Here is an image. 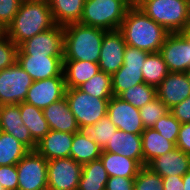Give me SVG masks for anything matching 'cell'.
I'll use <instances>...</instances> for the list:
<instances>
[{
	"mask_svg": "<svg viewBox=\"0 0 190 190\" xmlns=\"http://www.w3.org/2000/svg\"><path fill=\"white\" fill-rule=\"evenodd\" d=\"M128 46L149 53L159 52L169 32L147 16L139 7L127 10L119 29Z\"/></svg>",
	"mask_w": 190,
	"mask_h": 190,
	"instance_id": "6da1fadb",
	"label": "cell"
},
{
	"mask_svg": "<svg viewBox=\"0 0 190 190\" xmlns=\"http://www.w3.org/2000/svg\"><path fill=\"white\" fill-rule=\"evenodd\" d=\"M55 25L49 2L22 0L13 23L4 32L17 46Z\"/></svg>",
	"mask_w": 190,
	"mask_h": 190,
	"instance_id": "7a4b0ae2",
	"label": "cell"
},
{
	"mask_svg": "<svg viewBox=\"0 0 190 190\" xmlns=\"http://www.w3.org/2000/svg\"><path fill=\"white\" fill-rule=\"evenodd\" d=\"M64 28L63 60L99 62L106 30L72 23Z\"/></svg>",
	"mask_w": 190,
	"mask_h": 190,
	"instance_id": "3957f363",
	"label": "cell"
},
{
	"mask_svg": "<svg viewBox=\"0 0 190 190\" xmlns=\"http://www.w3.org/2000/svg\"><path fill=\"white\" fill-rule=\"evenodd\" d=\"M137 7L169 33H183L190 20L189 0H139Z\"/></svg>",
	"mask_w": 190,
	"mask_h": 190,
	"instance_id": "277c9868",
	"label": "cell"
},
{
	"mask_svg": "<svg viewBox=\"0 0 190 190\" xmlns=\"http://www.w3.org/2000/svg\"><path fill=\"white\" fill-rule=\"evenodd\" d=\"M128 9L121 0H85L79 23L106 31L118 30Z\"/></svg>",
	"mask_w": 190,
	"mask_h": 190,
	"instance_id": "5b68a950",
	"label": "cell"
},
{
	"mask_svg": "<svg viewBox=\"0 0 190 190\" xmlns=\"http://www.w3.org/2000/svg\"><path fill=\"white\" fill-rule=\"evenodd\" d=\"M65 97L80 130L88 129L107 115L110 98H97L78 88H67Z\"/></svg>",
	"mask_w": 190,
	"mask_h": 190,
	"instance_id": "8992f818",
	"label": "cell"
},
{
	"mask_svg": "<svg viewBox=\"0 0 190 190\" xmlns=\"http://www.w3.org/2000/svg\"><path fill=\"white\" fill-rule=\"evenodd\" d=\"M33 84L30 75L16 62L0 71V106L24 102Z\"/></svg>",
	"mask_w": 190,
	"mask_h": 190,
	"instance_id": "52a82bcc",
	"label": "cell"
},
{
	"mask_svg": "<svg viewBox=\"0 0 190 190\" xmlns=\"http://www.w3.org/2000/svg\"><path fill=\"white\" fill-rule=\"evenodd\" d=\"M48 161L36 150L29 151L17 164L18 190L48 188Z\"/></svg>",
	"mask_w": 190,
	"mask_h": 190,
	"instance_id": "ba28073f",
	"label": "cell"
},
{
	"mask_svg": "<svg viewBox=\"0 0 190 190\" xmlns=\"http://www.w3.org/2000/svg\"><path fill=\"white\" fill-rule=\"evenodd\" d=\"M83 165L72 158L48 160V188L52 190H77Z\"/></svg>",
	"mask_w": 190,
	"mask_h": 190,
	"instance_id": "9c48e42d",
	"label": "cell"
},
{
	"mask_svg": "<svg viewBox=\"0 0 190 190\" xmlns=\"http://www.w3.org/2000/svg\"><path fill=\"white\" fill-rule=\"evenodd\" d=\"M64 28L54 25L19 45L17 55H63Z\"/></svg>",
	"mask_w": 190,
	"mask_h": 190,
	"instance_id": "30bf717a",
	"label": "cell"
},
{
	"mask_svg": "<svg viewBox=\"0 0 190 190\" xmlns=\"http://www.w3.org/2000/svg\"><path fill=\"white\" fill-rule=\"evenodd\" d=\"M159 53L169 72H185L190 68V39L184 33H169Z\"/></svg>",
	"mask_w": 190,
	"mask_h": 190,
	"instance_id": "8fae6325",
	"label": "cell"
},
{
	"mask_svg": "<svg viewBox=\"0 0 190 190\" xmlns=\"http://www.w3.org/2000/svg\"><path fill=\"white\" fill-rule=\"evenodd\" d=\"M66 89L64 76L33 81L24 102L43 110L51 103L63 99Z\"/></svg>",
	"mask_w": 190,
	"mask_h": 190,
	"instance_id": "7c38bea8",
	"label": "cell"
},
{
	"mask_svg": "<svg viewBox=\"0 0 190 190\" xmlns=\"http://www.w3.org/2000/svg\"><path fill=\"white\" fill-rule=\"evenodd\" d=\"M107 115L117 129L124 132L141 135L145 130L139 108L121 100L117 96H112L108 101Z\"/></svg>",
	"mask_w": 190,
	"mask_h": 190,
	"instance_id": "4fadbf2b",
	"label": "cell"
},
{
	"mask_svg": "<svg viewBox=\"0 0 190 190\" xmlns=\"http://www.w3.org/2000/svg\"><path fill=\"white\" fill-rule=\"evenodd\" d=\"M17 62L33 81L64 76L63 55H17Z\"/></svg>",
	"mask_w": 190,
	"mask_h": 190,
	"instance_id": "5bb4252c",
	"label": "cell"
},
{
	"mask_svg": "<svg viewBox=\"0 0 190 190\" xmlns=\"http://www.w3.org/2000/svg\"><path fill=\"white\" fill-rule=\"evenodd\" d=\"M127 44L122 32L106 31L101 44L98 65L100 71L113 75L123 65L124 51Z\"/></svg>",
	"mask_w": 190,
	"mask_h": 190,
	"instance_id": "9a60e30c",
	"label": "cell"
},
{
	"mask_svg": "<svg viewBox=\"0 0 190 190\" xmlns=\"http://www.w3.org/2000/svg\"><path fill=\"white\" fill-rule=\"evenodd\" d=\"M0 131L14 136L30 151L36 150L37 143L32 139L28 128L21 119L20 104L0 106Z\"/></svg>",
	"mask_w": 190,
	"mask_h": 190,
	"instance_id": "2e32d148",
	"label": "cell"
},
{
	"mask_svg": "<svg viewBox=\"0 0 190 190\" xmlns=\"http://www.w3.org/2000/svg\"><path fill=\"white\" fill-rule=\"evenodd\" d=\"M159 98L168 109L190 96V84L184 72H170L156 87Z\"/></svg>",
	"mask_w": 190,
	"mask_h": 190,
	"instance_id": "e0dca14e",
	"label": "cell"
},
{
	"mask_svg": "<svg viewBox=\"0 0 190 190\" xmlns=\"http://www.w3.org/2000/svg\"><path fill=\"white\" fill-rule=\"evenodd\" d=\"M146 166L161 177H183L190 170V155L176 147L172 151L154 158Z\"/></svg>",
	"mask_w": 190,
	"mask_h": 190,
	"instance_id": "ac0fdd59",
	"label": "cell"
},
{
	"mask_svg": "<svg viewBox=\"0 0 190 190\" xmlns=\"http://www.w3.org/2000/svg\"><path fill=\"white\" fill-rule=\"evenodd\" d=\"M74 133L49 130L37 144L36 151L47 161L70 158Z\"/></svg>",
	"mask_w": 190,
	"mask_h": 190,
	"instance_id": "d6986e66",
	"label": "cell"
},
{
	"mask_svg": "<svg viewBox=\"0 0 190 190\" xmlns=\"http://www.w3.org/2000/svg\"><path fill=\"white\" fill-rule=\"evenodd\" d=\"M43 114L50 130L68 133H77L80 131L66 97L44 108Z\"/></svg>",
	"mask_w": 190,
	"mask_h": 190,
	"instance_id": "ffe728a7",
	"label": "cell"
},
{
	"mask_svg": "<svg viewBox=\"0 0 190 190\" xmlns=\"http://www.w3.org/2000/svg\"><path fill=\"white\" fill-rule=\"evenodd\" d=\"M116 153L124 157L136 160L143 166L142 137L133 133H127L117 129L110 138V143L102 150Z\"/></svg>",
	"mask_w": 190,
	"mask_h": 190,
	"instance_id": "44dd1931",
	"label": "cell"
},
{
	"mask_svg": "<svg viewBox=\"0 0 190 190\" xmlns=\"http://www.w3.org/2000/svg\"><path fill=\"white\" fill-rule=\"evenodd\" d=\"M100 71L98 63L80 60H63L66 88H78Z\"/></svg>",
	"mask_w": 190,
	"mask_h": 190,
	"instance_id": "7402d4cb",
	"label": "cell"
},
{
	"mask_svg": "<svg viewBox=\"0 0 190 190\" xmlns=\"http://www.w3.org/2000/svg\"><path fill=\"white\" fill-rule=\"evenodd\" d=\"M100 159L109 177L135 178L141 169V165L133 159L102 151Z\"/></svg>",
	"mask_w": 190,
	"mask_h": 190,
	"instance_id": "603a6c76",
	"label": "cell"
},
{
	"mask_svg": "<svg viewBox=\"0 0 190 190\" xmlns=\"http://www.w3.org/2000/svg\"><path fill=\"white\" fill-rule=\"evenodd\" d=\"M84 4L85 0H50L49 7L54 23L60 26L79 23Z\"/></svg>",
	"mask_w": 190,
	"mask_h": 190,
	"instance_id": "cb8c5ba5",
	"label": "cell"
},
{
	"mask_svg": "<svg viewBox=\"0 0 190 190\" xmlns=\"http://www.w3.org/2000/svg\"><path fill=\"white\" fill-rule=\"evenodd\" d=\"M142 137V152L143 166L147 165L159 155H164L167 152L176 148V145L165 139L160 133L153 128H147L141 133Z\"/></svg>",
	"mask_w": 190,
	"mask_h": 190,
	"instance_id": "d4e9b609",
	"label": "cell"
},
{
	"mask_svg": "<svg viewBox=\"0 0 190 190\" xmlns=\"http://www.w3.org/2000/svg\"><path fill=\"white\" fill-rule=\"evenodd\" d=\"M102 149L85 130L74 133L70 158L81 165L100 159Z\"/></svg>",
	"mask_w": 190,
	"mask_h": 190,
	"instance_id": "484cf974",
	"label": "cell"
},
{
	"mask_svg": "<svg viewBox=\"0 0 190 190\" xmlns=\"http://www.w3.org/2000/svg\"><path fill=\"white\" fill-rule=\"evenodd\" d=\"M21 119L28 128L32 139L38 144L50 130L43 110L26 102L20 103Z\"/></svg>",
	"mask_w": 190,
	"mask_h": 190,
	"instance_id": "4316f807",
	"label": "cell"
},
{
	"mask_svg": "<svg viewBox=\"0 0 190 190\" xmlns=\"http://www.w3.org/2000/svg\"><path fill=\"white\" fill-rule=\"evenodd\" d=\"M108 173L101 159L84 164L77 190H105Z\"/></svg>",
	"mask_w": 190,
	"mask_h": 190,
	"instance_id": "83f0119b",
	"label": "cell"
},
{
	"mask_svg": "<svg viewBox=\"0 0 190 190\" xmlns=\"http://www.w3.org/2000/svg\"><path fill=\"white\" fill-rule=\"evenodd\" d=\"M29 151L14 136L0 131V166L16 165Z\"/></svg>",
	"mask_w": 190,
	"mask_h": 190,
	"instance_id": "f1b7e54d",
	"label": "cell"
},
{
	"mask_svg": "<svg viewBox=\"0 0 190 190\" xmlns=\"http://www.w3.org/2000/svg\"><path fill=\"white\" fill-rule=\"evenodd\" d=\"M144 83L157 87L170 73L159 52L149 53L141 67Z\"/></svg>",
	"mask_w": 190,
	"mask_h": 190,
	"instance_id": "f546056e",
	"label": "cell"
},
{
	"mask_svg": "<svg viewBox=\"0 0 190 190\" xmlns=\"http://www.w3.org/2000/svg\"><path fill=\"white\" fill-rule=\"evenodd\" d=\"M113 96H119L136 84L144 83L141 67L121 66L112 76Z\"/></svg>",
	"mask_w": 190,
	"mask_h": 190,
	"instance_id": "4dcf8cb0",
	"label": "cell"
},
{
	"mask_svg": "<svg viewBox=\"0 0 190 190\" xmlns=\"http://www.w3.org/2000/svg\"><path fill=\"white\" fill-rule=\"evenodd\" d=\"M78 89L97 98H111L113 96L111 75L99 71Z\"/></svg>",
	"mask_w": 190,
	"mask_h": 190,
	"instance_id": "1f68e13d",
	"label": "cell"
},
{
	"mask_svg": "<svg viewBox=\"0 0 190 190\" xmlns=\"http://www.w3.org/2000/svg\"><path fill=\"white\" fill-rule=\"evenodd\" d=\"M118 97L140 109L157 97L156 87L146 83L136 84L122 92Z\"/></svg>",
	"mask_w": 190,
	"mask_h": 190,
	"instance_id": "d6a6232c",
	"label": "cell"
},
{
	"mask_svg": "<svg viewBox=\"0 0 190 190\" xmlns=\"http://www.w3.org/2000/svg\"><path fill=\"white\" fill-rule=\"evenodd\" d=\"M85 131L103 150L107 146V143H110V138L117 131V127L111 122L109 116L105 115Z\"/></svg>",
	"mask_w": 190,
	"mask_h": 190,
	"instance_id": "836d02e7",
	"label": "cell"
},
{
	"mask_svg": "<svg viewBox=\"0 0 190 190\" xmlns=\"http://www.w3.org/2000/svg\"><path fill=\"white\" fill-rule=\"evenodd\" d=\"M139 111L144 129H147L153 128L154 124L169 112V109L156 97L141 107Z\"/></svg>",
	"mask_w": 190,
	"mask_h": 190,
	"instance_id": "e575fe53",
	"label": "cell"
},
{
	"mask_svg": "<svg viewBox=\"0 0 190 190\" xmlns=\"http://www.w3.org/2000/svg\"><path fill=\"white\" fill-rule=\"evenodd\" d=\"M134 190H164L162 177L146 165L142 166L135 177Z\"/></svg>",
	"mask_w": 190,
	"mask_h": 190,
	"instance_id": "d590c367",
	"label": "cell"
},
{
	"mask_svg": "<svg viewBox=\"0 0 190 190\" xmlns=\"http://www.w3.org/2000/svg\"><path fill=\"white\" fill-rule=\"evenodd\" d=\"M181 125L182 124L169 111L154 124L153 129L176 145Z\"/></svg>",
	"mask_w": 190,
	"mask_h": 190,
	"instance_id": "8d00e7d4",
	"label": "cell"
},
{
	"mask_svg": "<svg viewBox=\"0 0 190 190\" xmlns=\"http://www.w3.org/2000/svg\"><path fill=\"white\" fill-rule=\"evenodd\" d=\"M19 46L4 32L0 34V71L17 62Z\"/></svg>",
	"mask_w": 190,
	"mask_h": 190,
	"instance_id": "74e56055",
	"label": "cell"
},
{
	"mask_svg": "<svg viewBox=\"0 0 190 190\" xmlns=\"http://www.w3.org/2000/svg\"><path fill=\"white\" fill-rule=\"evenodd\" d=\"M22 0H0V30L5 32L13 23Z\"/></svg>",
	"mask_w": 190,
	"mask_h": 190,
	"instance_id": "f35d334b",
	"label": "cell"
},
{
	"mask_svg": "<svg viewBox=\"0 0 190 190\" xmlns=\"http://www.w3.org/2000/svg\"><path fill=\"white\" fill-rule=\"evenodd\" d=\"M0 185L5 190H18L16 165L0 166Z\"/></svg>",
	"mask_w": 190,
	"mask_h": 190,
	"instance_id": "ab89813d",
	"label": "cell"
},
{
	"mask_svg": "<svg viewBox=\"0 0 190 190\" xmlns=\"http://www.w3.org/2000/svg\"><path fill=\"white\" fill-rule=\"evenodd\" d=\"M148 54L149 52L147 51L127 45L124 51L122 66L142 67Z\"/></svg>",
	"mask_w": 190,
	"mask_h": 190,
	"instance_id": "60d3db41",
	"label": "cell"
},
{
	"mask_svg": "<svg viewBox=\"0 0 190 190\" xmlns=\"http://www.w3.org/2000/svg\"><path fill=\"white\" fill-rule=\"evenodd\" d=\"M169 111L181 124L190 122V96Z\"/></svg>",
	"mask_w": 190,
	"mask_h": 190,
	"instance_id": "b9f144b4",
	"label": "cell"
},
{
	"mask_svg": "<svg viewBox=\"0 0 190 190\" xmlns=\"http://www.w3.org/2000/svg\"><path fill=\"white\" fill-rule=\"evenodd\" d=\"M135 178L109 177L105 190H134Z\"/></svg>",
	"mask_w": 190,
	"mask_h": 190,
	"instance_id": "7bdbcfd3",
	"label": "cell"
},
{
	"mask_svg": "<svg viewBox=\"0 0 190 190\" xmlns=\"http://www.w3.org/2000/svg\"><path fill=\"white\" fill-rule=\"evenodd\" d=\"M176 147L190 155V122L181 125Z\"/></svg>",
	"mask_w": 190,
	"mask_h": 190,
	"instance_id": "ee69618b",
	"label": "cell"
},
{
	"mask_svg": "<svg viewBox=\"0 0 190 190\" xmlns=\"http://www.w3.org/2000/svg\"><path fill=\"white\" fill-rule=\"evenodd\" d=\"M164 190H184L182 176L162 177Z\"/></svg>",
	"mask_w": 190,
	"mask_h": 190,
	"instance_id": "f6af8a7d",
	"label": "cell"
},
{
	"mask_svg": "<svg viewBox=\"0 0 190 190\" xmlns=\"http://www.w3.org/2000/svg\"><path fill=\"white\" fill-rule=\"evenodd\" d=\"M184 190H190V170L182 177Z\"/></svg>",
	"mask_w": 190,
	"mask_h": 190,
	"instance_id": "bcb514c9",
	"label": "cell"
},
{
	"mask_svg": "<svg viewBox=\"0 0 190 190\" xmlns=\"http://www.w3.org/2000/svg\"><path fill=\"white\" fill-rule=\"evenodd\" d=\"M123 1L129 8L131 7H137L139 0H121Z\"/></svg>",
	"mask_w": 190,
	"mask_h": 190,
	"instance_id": "7dc6e473",
	"label": "cell"
},
{
	"mask_svg": "<svg viewBox=\"0 0 190 190\" xmlns=\"http://www.w3.org/2000/svg\"><path fill=\"white\" fill-rule=\"evenodd\" d=\"M183 33L190 39V20H189L188 24L186 25V28L183 31Z\"/></svg>",
	"mask_w": 190,
	"mask_h": 190,
	"instance_id": "c3c4849f",
	"label": "cell"
},
{
	"mask_svg": "<svg viewBox=\"0 0 190 190\" xmlns=\"http://www.w3.org/2000/svg\"><path fill=\"white\" fill-rule=\"evenodd\" d=\"M184 73H185V76H186V78H187V80L189 81V84H190V68L187 69Z\"/></svg>",
	"mask_w": 190,
	"mask_h": 190,
	"instance_id": "681fc988",
	"label": "cell"
}]
</instances>
